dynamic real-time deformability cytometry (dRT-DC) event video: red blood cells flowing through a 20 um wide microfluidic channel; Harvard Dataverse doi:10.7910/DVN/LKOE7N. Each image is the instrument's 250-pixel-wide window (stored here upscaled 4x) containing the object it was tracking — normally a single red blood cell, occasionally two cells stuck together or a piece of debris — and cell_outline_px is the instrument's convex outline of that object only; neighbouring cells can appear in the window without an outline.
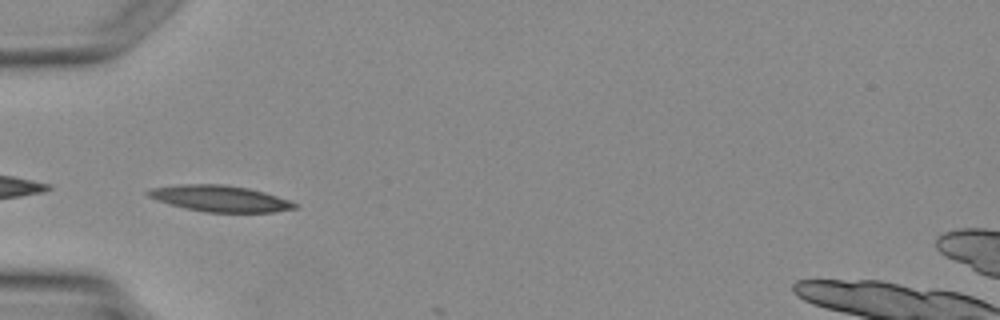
{"species": "Egyptian fruit bat (a non-hibernating species)", "species_latin": "Rousettus aegyptiacus", "temperature_condition": "warm", "stored_images_in_passage": 4, "camera_frame_rate_fps": 3000, "um_per_image_px": 0.085, "animal": {"sex": "female"}, "frame": {"image": 1, "passage_image": 3, "time_ms": 3.333, "image_size_px": [1000, 320], "cell_outline_px": [[300, 204], [296, 208], [272, 212], [204, 212], [184, 208], [168, 204], [148, 196], [144, 192], [152, 188], [180, 184], [220, 184], [248, 188], [264, 192]], "centroid_in_image_um": [18.68, 16.88], "position_along_channel_um": 66.3, "area_um2": 22.31}}